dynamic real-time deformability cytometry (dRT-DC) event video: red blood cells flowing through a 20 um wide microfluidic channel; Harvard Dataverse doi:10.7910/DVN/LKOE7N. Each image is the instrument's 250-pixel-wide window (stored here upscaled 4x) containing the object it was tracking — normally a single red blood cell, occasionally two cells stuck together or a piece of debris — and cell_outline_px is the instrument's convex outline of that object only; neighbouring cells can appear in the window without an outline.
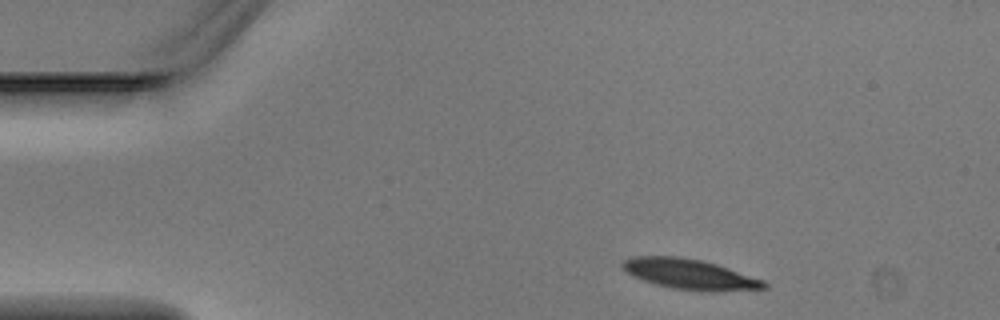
{"species": "Egyptian fruit bat (a non-hibernating species)", "species_latin": "Rousettus aegyptiacus", "temperature_condition": "warm", "stored_images_in_passage": 2, "camera_frame_rate_fps": 3000, "um_per_image_px": 0.085, "animal": {"sex": "male"}, "frame": {"image": 1, "passage_image": 1, "time_ms": 0.0, "image_size_px": [1000, 320], "cell_outline_px": [[768, 288], [712, 292], [672, 288], [656, 284], [632, 276], [620, 268], [620, 264], [624, 260], [632, 256], [676, 256], [700, 260], [716, 264], [764, 280], [768, 284]], "centroid_in_image_um": [58.6, 23.31], "position_along_channel_um": 26.4, "area_um2": 24.97}}